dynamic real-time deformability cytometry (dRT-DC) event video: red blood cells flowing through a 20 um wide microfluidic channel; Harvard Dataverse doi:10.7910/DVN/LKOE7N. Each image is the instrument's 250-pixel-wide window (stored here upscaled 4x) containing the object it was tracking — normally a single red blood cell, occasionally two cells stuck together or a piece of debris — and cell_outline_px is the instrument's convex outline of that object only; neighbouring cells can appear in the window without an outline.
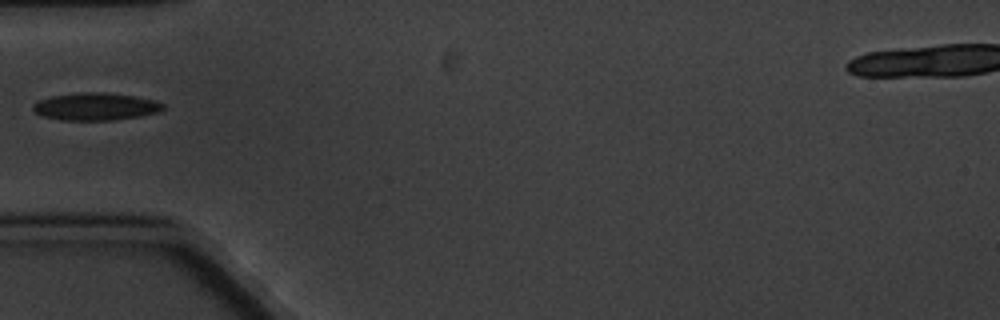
{"species": "common noctule bat (a hibernating species)", "species_latin": "Nyctalus noctula", "temperature_condition": "cold", "stored_images_in_passage": 1, "camera_frame_rate_fps": 3000, "um_per_image_px": 0.085, "animal": {"sex": "male", "body_mass_g": 20.1, "forearm_length_mm": 53.5}, "frame": {"image": 1, "passage_image": 1, "time_ms": 0.0, "image_size_px": [1000, 320], "cell_outline_px": [[164, 108], [160, 112], [140, 116], [112, 120], [60, 120], [44, 116], [36, 112], [32, 108], [32, 104], [40, 100], [52, 96], [80, 92], [100, 92], [136, 96], [156, 100], [164, 104]], "centroid_in_image_um": [8.16, 9.05], "position_along_channel_um": 76.8, "area_um2": 20.81}}